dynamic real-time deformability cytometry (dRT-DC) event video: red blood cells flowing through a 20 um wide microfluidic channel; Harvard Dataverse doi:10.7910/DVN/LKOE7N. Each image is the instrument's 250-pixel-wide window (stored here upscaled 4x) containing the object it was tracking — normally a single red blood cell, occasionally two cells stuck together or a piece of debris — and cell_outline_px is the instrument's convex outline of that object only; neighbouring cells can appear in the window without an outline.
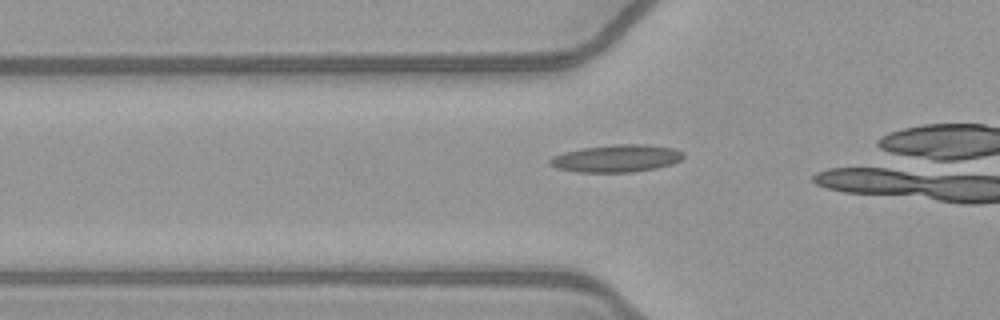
{"species": "common noctule bat (a hibernating species)", "species_latin": "Nyctalus noctula", "temperature_condition": "warm", "stored_images_in_passage": 20, "camera_frame_rate_fps": 3000, "um_per_image_px": 0.085, "animal": {"sex": "female", "body_mass_g": 21.9}, "frame": {"image": 1, "passage_image": 15, "time_ms": 4.667, "image_size_px": [1000, 320], "cell_outline_px": [[684, 156], [680, 160], [672, 164], [656, 168], [632, 172], [576, 172], [556, 168], [548, 164], [548, 160], [552, 156], [564, 152], [584, 148], [616, 144], [648, 144], [672, 148], [684, 152]], "centroid_in_image_um": [52.39, 13.46], "position_along_channel_um": 73.4, "area_um2": 21.39}}